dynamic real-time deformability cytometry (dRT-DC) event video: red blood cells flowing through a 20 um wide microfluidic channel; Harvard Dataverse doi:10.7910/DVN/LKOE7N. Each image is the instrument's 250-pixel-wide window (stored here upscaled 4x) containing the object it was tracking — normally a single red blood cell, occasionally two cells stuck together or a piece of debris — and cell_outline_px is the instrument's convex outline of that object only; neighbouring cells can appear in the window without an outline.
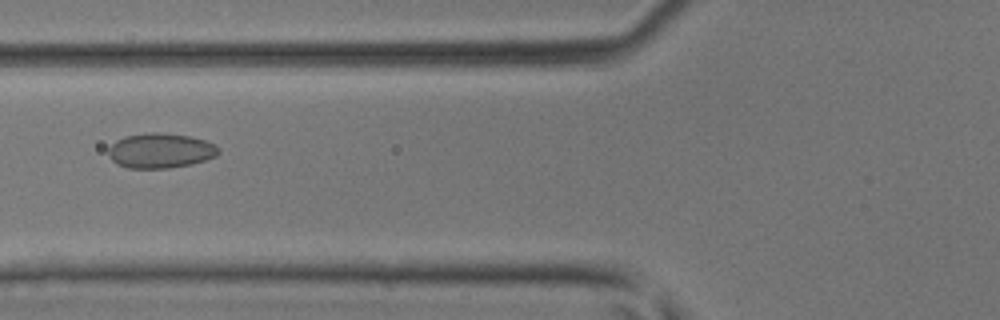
{"species": "common noctule bat (a hibernating species)", "species_latin": "Nyctalus noctula", "temperature_condition": "room temperature", "stored_images_in_passage": 12, "camera_frame_rate_fps": 3000, "um_per_image_px": 0.085, "animal": {"sex": "male", "body_mass_g": 17.9, "forearm_length_mm": 54.2}, "frame": {"image": 1, "passage_image": 4, "time_ms": 1.0, "image_size_px": [1000, 320], "cell_outline_px": [[220, 152], [216, 156], [192, 164], [168, 168], [128, 168], [116, 164], [112, 160], [108, 152], [108, 148], [116, 140], [124, 136], [148, 132], [160, 132], [188, 136], [204, 140], [216, 144], [220, 148]], "centroid_in_image_um": [13.64, 12.8], "position_along_channel_um": 112.2, "area_um2": 22.54}}
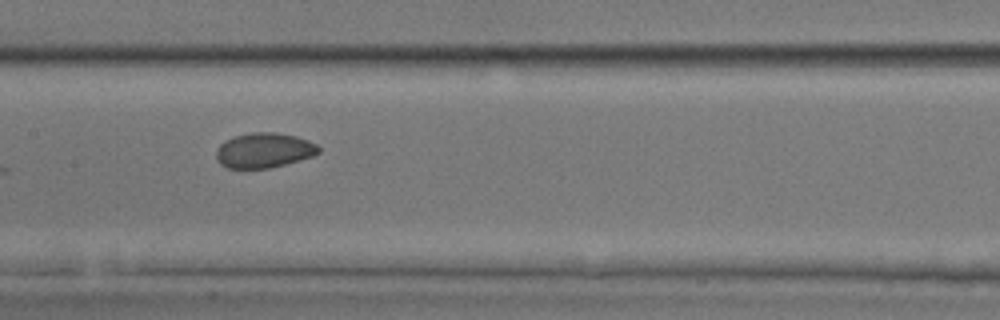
{"frame": {"image": 2, "passage_image": 9, "time_ms": 2.667, "image_size_px": [1000, 320], "cell_outline_px": [[320, 152], [312, 156], [284, 164], [268, 168], [228, 168], [220, 164], [216, 160], [216, 148], [220, 144], [236, 136], [252, 132], [276, 132], [296, 136], [308, 140], [316, 144], [320, 148]], "centroid_in_image_um": [22.43, 12.77], "position_along_channel_um": 185.0, "area_um2": 20.75}}
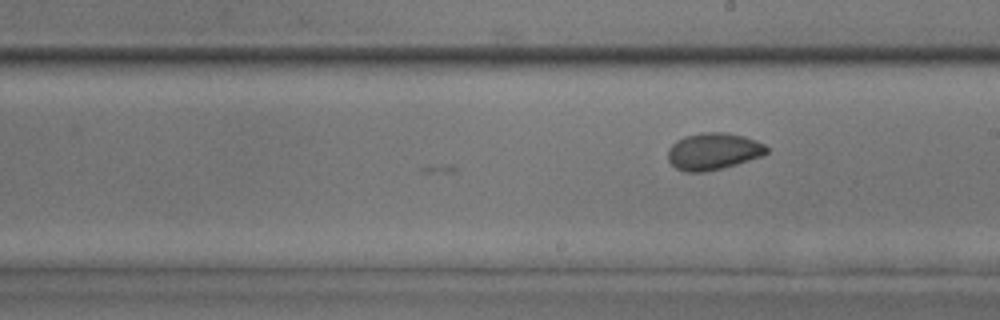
{"frame": {"image": 3, "passage_image": 12, "time_ms": 3.667, "image_size_px": [1000, 320], "cell_outline_px": [[768, 152], [760, 156], [736, 164], [704, 172], [684, 172], [676, 168], [668, 160], [668, 148], [676, 140], [684, 136], [704, 132], [724, 132], [744, 136], [756, 140], [764, 144], [768, 148]], "centroid_in_image_um": [60.6, 12.85], "position_along_channel_um": 228.4, "area_um2": 21.15}}